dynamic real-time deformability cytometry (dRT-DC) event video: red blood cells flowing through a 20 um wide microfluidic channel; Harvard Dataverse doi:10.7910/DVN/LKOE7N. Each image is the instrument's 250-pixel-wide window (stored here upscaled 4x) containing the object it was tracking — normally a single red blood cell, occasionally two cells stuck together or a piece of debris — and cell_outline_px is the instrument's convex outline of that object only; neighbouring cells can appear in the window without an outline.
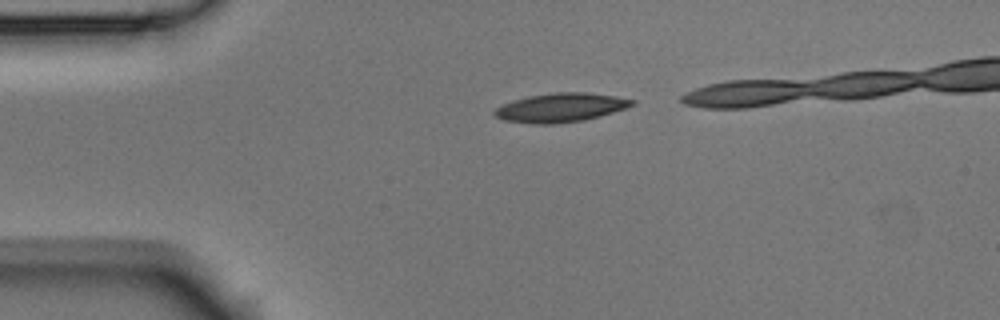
{"species": "Egyptian fruit bat (a non-hibernating species)", "species_latin": "Rousettus aegyptiacus", "temperature_condition": "room temperature", "stored_images_in_passage": 3, "camera_frame_rate_fps": 3000, "um_per_image_px": 0.085, "animal": {"sex": "male"}, "frame": {"image": 1, "passage_image": 1, "time_ms": 0.0, "image_size_px": [1000, 320], "cell_outline_px": [[636, 104], [600, 116], [584, 120], [556, 124], [532, 124], [504, 120], [496, 116], [492, 112], [496, 108], [512, 100], [528, 96], [556, 92], [584, 92], [616, 96], [636, 100]], "centroid_in_image_um": [47.65, 9.14], "position_along_channel_um": 37.3, "area_um2": 23.18}}